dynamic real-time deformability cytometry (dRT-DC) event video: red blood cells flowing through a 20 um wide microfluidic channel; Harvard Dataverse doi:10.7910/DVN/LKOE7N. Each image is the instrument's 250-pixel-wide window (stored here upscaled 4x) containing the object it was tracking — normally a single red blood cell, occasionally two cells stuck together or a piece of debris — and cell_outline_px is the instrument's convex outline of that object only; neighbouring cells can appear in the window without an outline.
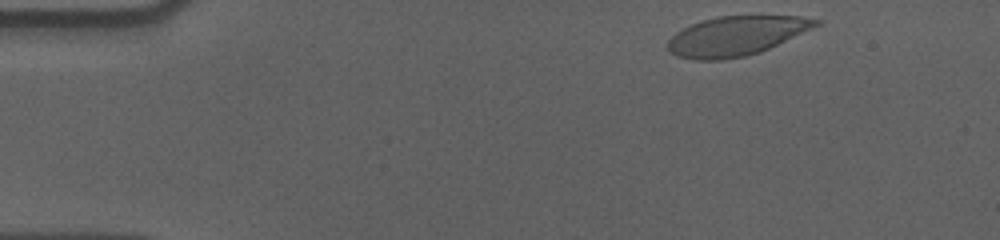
{"species": "human", "species_latin": "Homo sapiens", "temperature_condition": "cold", "stored_images_in_passage": 51, "camera_frame_rate_fps": 3000, "um_per_image_px": 0.085, "donor": {"sex": "male"}, "frame": {"image": 1, "passage_image": 1, "time_ms": 0.0, "image_size_px": [1000, 240], "cell_outline_px": [[820, 24], [812, 28], [760, 52], [744, 56], [720, 60], [696, 60], [676, 56], [668, 48], [668, 40], [676, 32], [700, 20], [716, 16], [800, 16], [820, 20]], "centroid_in_image_um": [62.55, 3.05], "position_along_channel_um": 22.5, "area_um2": 33.64}}
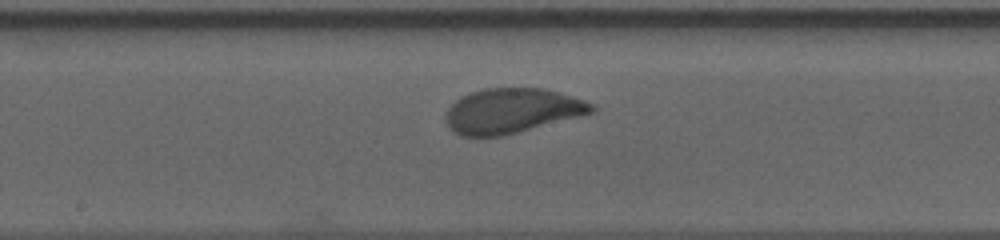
{"frame": {"image": 2, "passage_image": 24, "time_ms": 7.667, "image_size_px": [1000, 240], "cell_outline_px": [[596, 108], [592, 112], [580, 116], [504, 136], [460, 136], [452, 132], [448, 128], [444, 120], [444, 116], [448, 108], [460, 96], [468, 92], [484, 88], [544, 88], [560, 92], [584, 100], [592, 104]], "centroid_in_image_um": [43.45, 9.42], "position_along_channel_um": 204.8, "area_um2": 38.49}}
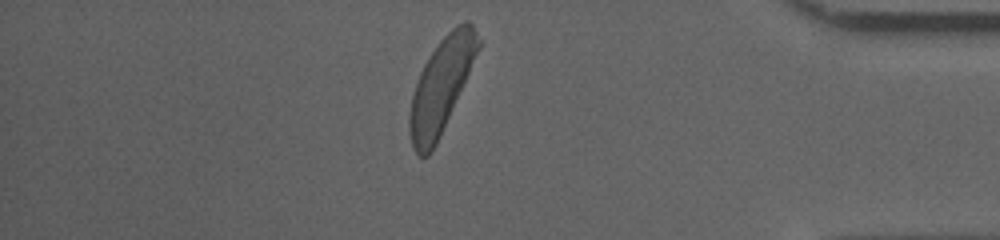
{"frame": {"image": 3, "passage_image": 43, "time_ms": 14.0, "image_size_px": [1000, 240], "cell_outline_px": [[480, 48], [440, 136], [432, 152], [428, 156], [420, 156], [412, 148], [408, 128], [408, 116], [412, 92], [420, 72], [424, 64], [440, 40], [456, 24], [464, 20], [468, 20], [472, 24], [480, 40]], "centroid_in_image_um": [37.47, 7.3], "position_along_channel_um": 397.7, "area_um2": 37.4}, "authors_computed_cell_mechanics": {"area_um2": 37.57, "velocity_mm_per_s": 3.5528, "shape_relaxation_time_tau1_ms": 2.9709, "shape_relaxation_time_tau2_ms": null, "deformation_change_tau1": 0.1623, "deformation_change_tau2": null}}